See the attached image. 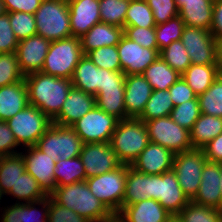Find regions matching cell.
<instances>
[{
  "label": "cell",
  "mask_w": 222,
  "mask_h": 222,
  "mask_svg": "<svg viewBox=\"0 0 222 222\" xmlns=\"http://www.w3.org/2000/svg\"><path fill=\"white\" fill-rule=\"evenodd\" d=\"M29 104L40 109L53 120L61 111L70 89L71 79L55 77L43 72L25 76Z\"/></svg>",
  "instance_id": "6da1fadb"
},
{
  "label": "cell",
  "mask_w": 222,
  "mask_h": 222,
  "mask_svg": "<svg viewBox=\"0 0 222 222\" xmlns=\"http://www.w3.org/2000/svg\"><path fill=\"white\" fill-rule=\"evenodd\" d=\"M50 197L64 208L71 209L90 222H109L112 212L90 191L86 180L56 186Z\"/></svg>",
  "instance_id": "7a4b0ae2"
},
{
  "label": "cell",
  "mask_w": 222,
  "mask_h": 222,
  "mask_svg": "<svg viewBox=\"0 0 222 222\" xmlns=\"http://www.w3.org/2000/svg\"><path fill=\"white\" fill-rule=\"evenodd\" d=\"M110 145L122 164L131 165L150 143L146 125L139 119L118 121L111 136Z\"/></svg>",
  "instance_id": "3957f363"
},
{
  "label": "cell",
  "mask_w": 222,
  "mask_h": 222,
  "mask_svg": "<svg viewBox=\"0 0 222 222\" xmlns=\"http://www.w3.org/2000/svg\"><path fill=\"white\" fill-rule=\"evenodd\" d=\"M34 17L36 35L49 41L72 36L67 0H43Z\"/></svg>",
  "instance_id": "277c9868"
},
{
  "label": "cell",
  "mask_w": 222,
  "mask_h": 222,
  "mask_svg": "<svg viewBox=\"0 0 222 222\" xmlns=\"http://www.w3.org/2000/svg\"><path fill=\"white\" fill-rule=\"evenodd\" d=\"M82 56L79 37L71 36L51 41L41 72L59 78L71 79Z\"/></svg>",
  "instance_id": "5b68a950"
},
{
  "label": "cell",
  "mask_w": 222,
  "mask_h": 222,
  "mask_svg": "<svg viewBox=\"0 0 222 222\" xmlns=\"http://www.w3.org/2000/svg\"><path fill=\"white\" fill-rule=\"evenodd\" d=\"M127 180V164H121L112 171L86 179V183L98 200L112 212L122 209Z\"/></svg>",
  "instance_id": "8992f818"
},
{
  "label": "cell",
  "mask_w": 222,
  "mask_h": 222,
  "mask_svg": "<svg viewBox=\"0 0 222 222\" xmlns=\"http://www.w3.org/2000/svg\"><path fill=\"white\" fill-rule=\"evenodd\" d=\"M83 145L84 142L70 126L52 123L35 146L56 162L58 159L66 160L78 157Z\"/></svg>",
  "instance_id": "52a82bcc"
},
{
  "label": "cell",
  "mask_w": 222,
  "mask_h": 222,
  "mask_svg": "<svg viewBox=\"0 0 222 222\" xmlns=\"http://www.w3.org/2000/svg\"><path fill=\"white\" fill-rule=\"evenodd\" d=\"M6 123L17 144L26 148L36 145L40 137L51 126L52 120L40 109L29 104Z\"/></svg>",
  "instance_id": "ba28073f"
},
{
  "label": "cell",
  "mask_w": 222,
  "mask_h": 222,
  "mask_svg": "<svg viewBox=\"0 0 222 222\" xmlns=\"http://www.w3.org/2000/svg\"><path fill=\"white\" fill-rule=\"evenodd\" d=\"M206 162L207 159L202 149H192L174 156L172 171L189 201H192L198 193Z\"/></svg>",
  "instance_id": "9c48e42d"
},
{
  "label": "cell",
  "mask_w": 222,
  "mask_h": 222,
  "mask_svg": "<svg viewBox=\"0 0 222 222\" xmlns=\"http://www.w3.org/2000/svg\"><path fill=\"white\" fill-rule=\"evenodd\" d=\"M150 142L164 146L174 154L193 149L190 131L175 123L170 116L144 122Z\"/></svg>",
  "instance_id": "30bf717a"
},
{
  "label": "cell",
  "mask_w": 222,
  "mask_h": 222,
  "mask_svg": "<svg viewBox=\"0 0 222 222\" xmlns=\"http://www.w3.org/2000/svg\"><path fill=\"white\" fill-rule=\"evenodd\" d=\"M118 119L102 111L97 105L70 127L86 143H109Z\"/></svg>",
  "instance_id": "8fae6325"
},
{
  "label": "cell",
  "mask_w": 222,
  "mask_h": 222,
  "mask_svg": "<svg viewBox=\"0 0 222 222\" xmlns=\"http://www.w3.org/2000/svg\"><path fill=\"white\" fill-rule=\"evenodd\" d=\"M181 41L191 64H218V41L207 29L185 26Z\"/></svg>",
  "instance_id": "7c38bea8"
},
{
  "label": "cell",
  "mask_w": 222,
  "mask_h": 222,
  "mask_svg": "<svg viewBox=\"0 0 222 222\" xmlns=\"http://www.w3.org/2000/svg\"><path fill=\"white\" fill-rule=\"evenodd\" d=\"M151 199L158 201L172 216H177L190 202L172 170L151 175Z\"/></svg>",
  "instance_id": "4fadbf2b"
},
{
  "label": "cell",
  "mask_w": 222,
  "mask_h": 222,
  "mask_svg": "<svg viewBox=\"0 0 222 222\" xmlns=\"http://www.w3.org/2000/svg\"><path fill=\"white\" fill-rule=\"evenodd\" d=\"M79 157L85 169L86 179L112 171L122 164L110 143H86Z\"/></svg>",
  "instance_id": "5bb4252c"
},
{
  "label": "cell",
  "mask_w": 222,
  "mask_h": 222,
  "mask_svg": "<svg viewBox=\"0 0 222 222\" xmlns=\"http://www.w3.org/2000/svg\"><path fill=\"white\" fill-rule=\"evenodd\" d=\"M121 71L125 75L142 74L159 56L154 49L143 48L125 35L117 45Z\"/></svg>",
  "instance_id": "9a60e30c"
},
{
  "label": "cell",
  "mask_w": 222,
  "mask_h": 222,
  "mask_svg": "<svg viewBox=\"0 0 222 222\" xmlns=\"http://www.w3.org/2000/svg\"><path fill=\"white\" fill-rule=\"evenodd\" d=\"M27 149V150H26ZM23 148L20 152L24 158L26 171L32 175L42 189L50 195L56 188L54 177L55 161L35 145Z\"/></svg>",
  "instance_id": "2e32d148"
},
{
  "label": "cell",
  "mask_w": 222,
  "mask_h": 222,
  "mask_svg": "<svg viewBox=\"0 0 222 222\" xmlns=\"http://www.w3.org/2000/svg\"><path fill=\"white\" fill-rule=\"evenodd\" d=\"M50 43L51 41L39 35L18 42L16 55L24 76L41 71Z\"/></svg>",
  "instance_id": "e0dca14e"
},
{
  "label": "cell",
  "mask_w": 222,
  "mask_h": 222,
  "mask_svg": "<svg viewBox=\"0 0 222 222\" xmlns=\"http://www.w3.org/2000/svg\"><path fill=\"white\" fill-rule=\"evenodd\" d=\"M174 156L171 150L150 142L130 166L147 175H159L172 170Z\"/></svg>",
  "instance_id": "ac0fdd59"
},
{
  "label": "cell",
  "mask_w": 222,
  "mask_h": 222,
  "mask_svg": "<svg viewBox=\"0 0 222 222\" xmlns=\"http://www.w3.org/2000/svg\"><path fill=\"white\" fill-rule=\"evenodd\" d=\"M152 91L142 74L125 75L124 103L128 118L138 119L142 115Z\"/></svg>",
  "instance_id": "d6986e66"
},
{
  "label": "cell",
  "mask_w": 222,
  "mask_h": 222,
  "mask_svg": "<svg viewBox=\"0 0 222 222\" xmlns=\"http://www.w3.org/2000/svg\"><path fill=\"white\" fill-rule=\"evenodd\" d=\"M71 33L82 37L89 29L101 23L99 0H67Z\"/></svg>",
  "instance_id": "ffe728a7"
},
{
  "label": "cell",
  "mask_w": 222,
  "mask_h": 222,
  "mask_svg": "<svg viewBox=\"0 0 222 222\" xmlns=\"http://www.w3.org/2000/svg\"><path fill=\"white\" fill-rule=\"evenodd\" d=\"M96 106L94 95L72 87L60 113L52 120L60 126H71Z\"/></svg>",
  "instance_id": "44dd1931"
},
{
  "label": "cell",
  "mask_w": 222,
  "mask_h": 222,
  "mask_svg": "<svg viewBox=\"0 0 222 222\" xmlns=\"http://www.w3.org/2000/svg\"><path fill=\"white\" fill-rule=\"evenodd\" d=\"M192 202L222 210L219 163H205L198 193Z\"/></svg>",
  "instance_id": "7402d4cb"
},
{
  "label": "cell",
  "mask_w": 222,
  "mask_h": 222,
  "mask_svg": "<svg viewBox=\"0 0 222 222\" xmlns=\"http://www.w3.org/2000/svg\"><path fill=\"white\" fill-rule=\"evenodd\" d=\"M128 222H168L173 216L156 200L127 205L118 212Z\"/></svg>",
  "instance_id": "603a6c76"
},
{
  "label": "cell",
  "mask_w": 222,
  "mask_h": 222,
  "mask_svg": "<svg viewBox=\"0 0 222 222\" xmlns=\"http://www.w3.org/2000/svg\"><path fill=\"white\" fill-rule=\"evenodd\" d=\"M37 205L38 207H36ZM40 205H42L41 210L39 209ZM2 209L4 210L1 211L3 212L1 213V222H47L49 196L35 202L14 203Z\"/></svg>",
  "instance_id": "cb8c5ba5"
},
{
  "label": "cell",
  "mask_w": 222,
  "mask_h": 222,
  "mask_svg": "<svg viewBox=\"0 0 222 222\" xmlns=\"http://www.w3.org/2000/svg\"><path fill=\"white\" fill-rule=\"evenodd\" d=\"M28 105V89L25 79L0 87V120H9Z\"/></svg>",
  "instance_id": "d4e9b609"
},
{
  "label": "cell",
  "mask_w": 222,
  "mask_h": 222,
  "mask_svg": "<svg viewBox=\"0 0 222 222\" xmlns=\"http://www.w3.org/2000/svg\"><path fill=\"white\" fill-rule=\"evenodd\" d=\"M124 35V28L107 23L93 25L81 40L83 55L103 46H117Z\"/></svg>",
  "instance_id": "484cf974"
},
{
  "label": "cell",
  "mask_w": 222,
  "mask_h": 222,
  "mask_svg": "<svg viewBox=\"0 0 222 222\" xmlns=\"http://www.w3.org/2000/svg\"><path fill=\"white\" fill-rule=\"evenodd\" d=\"M101 80L102 69L98 68L87 55H83L74 69L72 86L96 96L101 89Z\"/></svg>",
  "instance_id": "4316f807"
},
{
  "label": "cell",
  "mask_w": 222,
  "mask_h": 222,
  "mask_svg": "<svg viewBox=\"0 0 222 222\" xmlns=\"http://www.w3.org/2000/svg\"><path fill=\"white\" fill-rule=\"evenodd\" d=\"M213 0H192L183 1L179 8V16L184 21L185 26L197 27L211 30Z\"/></svg>",
  "instance_id": "83f0119b"
},
{
  "label": "cell",
  "mask_w": 222,
  "mask_h": 222,
  "mask_svg": "<svg viewBox=\"0 0 222 222\" xmlns=\"http://www.w3.org/2000/svg\"><path fill=\"white\" fill-rule=\"evenodd\" d=\"M149 198L151 199V175L141 173L127 164V180L122 208Z\"/></svg>",
  "instance_id": "f1b7e54d"
},
{
  "label": "cell",
  "mask_w": 222,
  "mask_h": 222,
  "mask_svg": "<svg viewBox=\"0 0 222 222\" xmlns=\"http://www.w3.org/2000/svg\"><path fill=\"white\" fill-rule=\"evenodd\" d=\"M221 133L222 118L201 113L190 130L193 149H202Z\"/></svg>",
  "instance_id": "f546056e"
},
{
  "label": "cell",
  "mask_w": 222,
  "mask_h": 222,
  "mask_svg": "<svg viewBox=\"0 0 222 222\" xmlns=\"http://www.w3.org/2000/svg\"><path fill=\"white\" fill-rule=\"evenodd\" d=\"M219 75L218 64H191L181 74L197 97L203 94Z\"/></svg>",
  "instance_id": "4dcf8cb0"
},
{
  "label": "cell",
  "mask_w": 222,
  "mask_h": 222,
  "mask_svg": "<svg viewBox=\"0 0 222 222\" xmlns=\"http://www.w3.org/2000/svg\"><path fill=\"white\" fill-rule=\"evenodd\" d=\"M153 90H168L180 77L160 56L142 73Z\"/></svg>",
  "instance_id": "1f68e13d"
},
{
  "label": "cell",
  "mask_w": 222,
  "mask_h": 222,
  "mask_svg": "<svg viewBox=\"0 0 222 222\" xmlns=\"http://www.w3.org/2000/svg\"><path fill=\"white\" fill-rule=\"evenodd\" d=\"M124 92L125 87L101 88L95 96L96 105L119 121L129 119L126 116Z\"/></svg>",
  "instance_id": "d6a6232c"
},
{
  "label": "cell",
  "mask_w": 222,
  "mask_h": 222,
  "mask_svg": "<svg viewBox=\"0 0 222 222\" xmlns=\"http://www.w3.org/2000/svg\"><path fill=\"white\" fill-rule=\"evenodd\" d=\"M26 171L21 153L0 156V189L6 195Z\"/></svg>",
  "instance_id": "836d02e7"
},
{
  "label": "cell",
  "mask_w": 222,
  "mask_h": 222,
  "mask_svg": "<svg viewBox=\"0 0 222 222\" xmlns=\"http://www.w3.org/2000/svg\"><path fill=\"white\" fill-rule=\"evenodd\" d=\"M6 195L14 196L15 199L17 198L15 203L35 202L49 196L36 179L27 171L20 175L15 186L13 185Z\"/></svg>",
  "instance_id": "e575fe53"
},
{
  "label": "cell",
  "mask_w": 222,
  "mask_h": 222,
  "mask_svg": "<svg viewBox=\"0 0 222 222\" xmlns=\"http://www.w3.org/2000/svg\"><path fill=\"white\" fill-rule=\"evenodd\" d=\"M56 186H65L86 180V173L80 157L61 160L55 163Z\"/></svg>",
  "instance_id": "d590c367"
},
{
  "label": "cell",
  "mask_w": 222,
  "mask_h": 222,
  "mask_svg": "<svg viewBox=\"0 0 222 222\" xmlns=\"http://www.w3.org/2000/svg\"><path fill=\"white\" fill-rule=\"evenodd\" d=\"M173 108L174 104L169 90H153L142 115L138 119L146 122L160 117H167L170 116Z\"/></svg>",
  "instance_id": "8d00e7d4"
},
{
  "label": "cell",
  "mask_w": 222,
  "mask_h": 222,
  "mask_svg": "<svg viewBox=\"0 0 222 222\" xmlns=\"http://www.w3.org/2000/svg\"><path fill=\"white\" fill-rule=\"evenodd\" d=\"M200 112L222 118V75H219L213 84L198 96Z\"/></svg>",
  "instance_id": "74e56055"
},
{
  "label": "cell",
  "mask_w": 222,
  "mask_h": 222,
  "mask_svg": "<svg viewBox=\"0 0 222 222\" xmlns=\"http://www.w3.org/2000/svg\"><path fill=\"white\" fill-rule=\"evenodd\" d=\"M129 4L130 0H99L101 22L124 28Z\"/></svg>",
  "instance_id": "f35d334b"
},
{
  "label": "cell",
  "mask_w": 222,
  "mask_h": 222,
  "mask_svg": "<svg viewBox=\"0 0 222 222\" xmlns=\"http://www.w3.org/2000/svg\"><path fill=\"white\" fill-rule=\"evenodd\" d=\"M177 217L181 222H222V210L190 201Z\"/></svg>",
  "instance_id": "ab89813d"
},
{
  "label": "cell",
  "mask_w": 222,
  "mask_h": 222,
  "mask_svg": "<svg viewBox=\"0 0 222 222\" xmlns=\"http://www.w3.org/2000/svg\"><path fill=\"white\" fill-rule=\"evenodd\" d=\"M125 26L155 27L153 12L146 0H130L125 17Z\"/></svg>",
  "instance_id": "60d3db41"
},
{
  "label": "cell",
  "mask_w": 222,
  "mask_h": 222,
  "mask_svg": "<svg viewBox=\"0 0 222 222\" xmlns=\"http://www.w3.org/2000/svg\"><path fill=\"white\" fill-rule=\"evenodd\" d=\"M184 27L185 23L179 15L164 23L157 24L155 33L159 51L172 42L181 40Z\"/></svg>",
  "instance_id": "b9f144b4"
},
{
  "label": "cell",
  "mask_w": 222,
  "mask_h": 222,
  "mask_svg": "<svg viewBox=\"0 0 222 222\" xmlns=\"http://www.w3.org/2000/svg\"><path fill=\"white\" fill-rule=\"evenodd\" d=\"M159 56L175 71L182 74L190 65L189 54L181 40L172 42L159 52Z\"/></svg>",
  "instance_id": "7bdbcfd3"
},
{
  "label": "cell",
  "mask_w": 222,
  "mask_h": 222,
  "mask_svg": "<svg viewBox=\"0 0 222 222\" xmlns=\"http://www.w3.org/2000/svg\"><path fill=\"white\" fill-rule=\"evenodd\" d=\"M200 114L199 100L196 97L193 100L174 106L170 113V118L179 126L190 131Z\"/></svg>",
  "instance_id": "ee69618b"
},
{
  "label": "cell",
  "mask_w": 222,
  "mask_h": 222,
  "mask_svg": "<svg viewBox=\"0 0 222 222\" xmlns=\"http://www.w3.org/2000/svg\"><path fill=\"white\" fill-rule=\"evenodd\" d=\"M24 78L16 52L0 54V87L20 82Z\"/></svg>",
  "instance_id": "f6af8a7d"
},
{
  "label": "cell",
  "mask_w": 222,
  "mask_h": 222,
  "mask_svg": "<svg viewBox=\"0 0 222 222\" xmlns=\"http://www.w3.org/2000/svg\"><path fill=\"white\" fill-rule=\"evenodd\" d=\"M86 55L100 69L121 71L117 46H103L88 52Z\"/></svg>",
  "instance_id": "bcb514c9"
},
{
  "label": "cell",
  "mask_w": 222,
  "mask_h": 222,
  "mask_svg": "<svg viewBox=\"0 0 222 222\" xmlns=\"http://www.w3.org/2000/svg\"><path fill=\"white\" fill-rule=\"evenodd\" d=\"M9 21L18 41L36 35V21L34 14L24 12H10Z\"/></svg>",
  "instance_id": "7dc6e473"
},
{
  "label": "cell",
  "mask_w": 222,
  "mask_h": 222,
  "mask_svg": "<svg viewBox=\"0 0 222 222\" xmlns=\"http://www.w3.org/2000/svg\"><path fill=\"white\" fill-rule=\"evenodd\" d=\"M124 35L143 48L154 49L158 53L160 52L156 41L155 27L144 28L136 26H125Z\"/></svg>",
  "instance_id": "c3c4849f"
},
{
  "label": "cell",
  "mask_w": 222,
  "mask_h": 222,
  "mask_svg": "<svg viewBox=\"0 0 222 222\" xmlns=\"http://www.w3.org/2000/svg\"><path fill=\"white\" fill-rule=\"evenodd\" d=\"M153 12L156 25L177 17L179 9L175 0H146Z\"/></svg>",
  "instance_id": "681fc988"
},
{
  "label": "cell",
  "mask_w": 222,
  "mask_h": 222,
  "mask_svg": "<svg viewBox=\"0 0 222 222\" xmlns=\"http://www.w3.org/2000/svg\"><path fill=\"white\" fill-rule=\"evenodd\" d=\"M47 222H90L85 217L71 209L56 203L49 195V210Z\"/></svg>",
  "instance_id": "f907efd6"
},
{
  "label": "cell",
  "mask_w": 222,
  "mask_h": 222,
  "mask_svg": "<svg viewBox=\"0 0 222 222\" xmlns=\"http://www.w3.org/2000/svg\"><path fill=\"white\" fill-rule=\"evenodd\" d=\"M18 42L11 28L7 12L0 16V54L16 52Z\"/></svg>",
  "instance_id": "816d5d0a"
},
{
  "label": "cell",
  "mask_w": 222,
  "mask_h": 222,
  "mask_svg": "<svg viewBox=\"0 0 222 222\" xmlns=\"http://www.w3.org/2000/svg\"><path fill=\"white\" fill-rule=\"evenodd\" d=\"M168 90L174 106L193 100L197 97L182 76Z\"/></svg>",
  "instance_id": "f5cc1de1"
},
{
  "label": "cell",
  "mask_w": 222,
  "mask_h": 222,
  "mask_svg": "<svg viewBox=\"0 0 222 222\" xmlns=\"http://www.w3.org/2000/svg\"><path fill=\"white\" fill-rule=\"evenodd\" d=\"M18 146L19 145L6 121L0 120V156L20 153L19 151L17 152V150H14Z\"/></svg>",
  "instance_id": "db71d44e"
},
{
  "label": "cell",
  "mask_w": 222,
  "mask_h": 222,
  "mask_svg": "<svg viewBox=\"0 0 222 222\" xmlns=\"http://www.w3.org/2000/svg\"><path fill=\"white\" fill-rule=\"evenodd\" d=\"M43 0H3L5 9L10 12H24L34 14Z\"/></svg>",
  "instance_id": "11a10c76"
},
{
  "label": "cell",
  "mask_w": 222,
  "mask_h": 222,
  "mask_svg": "<svg viewBox=\"0 0 222 222\" xmlns=\"http://www.w3.org/2000/svg\"><path fill=\"white\" fill-rule=\"evenodd\" d=\"M208 162H222V133L202 148Z\"/></svg>",
  "instance_id": "9f6ffc18"
},
{
  "label": "cell",
  "mask_w": 222,
  "mask_h": 222,
  "mask_svg": "<svg viewBox=\"0 0 222 222\" xmlns=\"http://www.w3.org/2000/svg\"><path fill=\"white\" fill-rule=\"evenodd\" d=\"M110 87H125L124 72L102 69L101 88Z\"/></svg>",
  "instance_id": "6f0895ef"
},
{
  "label": "cell",
  "mask_w": 222,
  "mask_h": 222,
  "mask_svg": "<svg viewBox=\"0 0 222 222\" xmlns=\"http://www.w3.org/2000/svg\"><path fill=\"white\" fill-rule=\"evenodd\" d=\"M210 31L218 42L222 40V1L214 2Z\"/></svg>",
  "instance_id": "680465c9"
},
{
  "label": "cell",
  "mask_w": 222,
  "mask_h": 222,
  "mask_svg": "<svg viewBox=\"0 0 222 222\" xmlns=\"http://www.w3.org/2000/svg\"><path fill=\"white\" fill-rule=\"evenodd\" d=\"M218 70L222 75V40L218 42Z\"/></svg>",
  "instance_id": "91938a15"
},
{
  "label": "cell",
  "mask_w": 222,
  "mask_h": 222,
  "mask_svg": "<svg viewBox=\"0 0 222 222\" xmlns=\"http://www.w3.org/2000/svg\"><path fill=\"white\" fill-rule=\"evenodd\" d=\"M109 222H128V221L125 220L119 213H112Z\"/></svg>",
  "instance_id": "94428289"
},
{
  "label": "cell",
  "mask_w": 222,
  "mask_h": 222,
  "mask_svg": "<svg viewBox=\"0 0 222 222\" xmlns=\"http://www.w3.org/2000/svg\"><path fill=\"white\" fill-rule=\"evenodd\" d=\"M7 13L3 0H0V16Z\"/></svg>",
  "instance_id": "6125c7cd"
},
{
  "label": "cell",
  "mask_w": 222,
  "mask_h": 222,
  "mask_svg": "<svg viewBox=\"0 0 222 222\" xmlns=\"http://www.w3.org/2000/svg\"><path fill=\"white\" fill-rule=\"evenodd\" d=\"M219 171H220V190L222 194V162L219 163Z\"/></svg>",
  "instance_id": "be15d7a7"
},
{
  "label": "cell",
  "mask_w": 222,
  "mask_h": 222,
  "mask_svg": "<svg viewBox=\"0 0 222 222\" xmlns=\"http://www.w3.org/2000/svg\"><path fill=\"white\" fill-rule=\"evenodd\" d=\"M176 1V4H177V7L178 9L183 5V1H192V0H175Z\"/></svg>",
  "instance_id": "e7e4bbea"
},
{
  "label": "cell",
  "mask_w": 222,
  "mask_h": 222,
  "mask_svg": "<svg viewBox=\"0 0 222 222\" xmlns=\"http://www.w3.org/2000/svg\"><path fill=\"white\" fill-rule=\"evenodd\" d=\"M168 222H181L177 216H173Z\"/></svg>",
  "instance_id": "03108f58"
},
{
  "label": "cell",
  "mask_w": 222,
  "mask_h": 222,
  "mask_svg": "<svg viewBox=\"0 0 222 222\" xmlns=\"http://www.w3.org/2000/svg\"><path fill=\"white\" fill-rule=\"evenodd\" d=\"M3 196H5L2 192H1V189H0V200H2ZM1 202V201H0ZM1 204V203H0Z\"/></svg>",
  "instance_id": "003e7915"
}]
</instances>
